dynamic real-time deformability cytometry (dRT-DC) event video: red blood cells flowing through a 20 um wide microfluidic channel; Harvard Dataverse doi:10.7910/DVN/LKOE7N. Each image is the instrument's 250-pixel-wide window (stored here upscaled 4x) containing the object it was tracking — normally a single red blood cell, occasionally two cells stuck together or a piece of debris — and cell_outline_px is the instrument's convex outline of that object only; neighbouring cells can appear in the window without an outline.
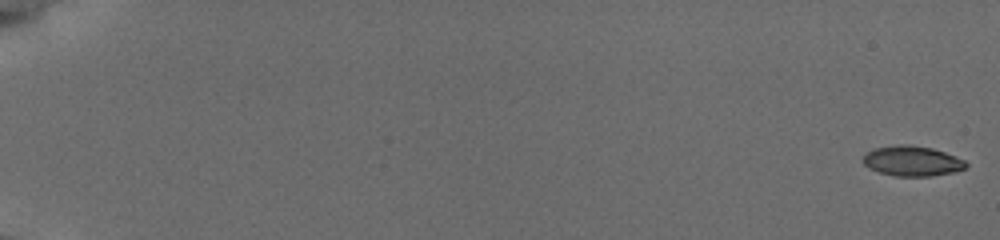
{"species": "common noctule bat (a hibernating species)", "species_latin": "Nyctalus noctula", "temperature_condition": "cold", "stored_images_in_passage": 56, "camera_frame_rate_fps": 3000, "um_per_image_px": 0.085, "animal": {"sex": "female", "body_mass_g": 19.5, "forearm_length_mm": 54.1}, "frame": {"image": 1, "passage_image": 1, "time_ms": 0.0, "image_size_px": [1000, 240], "cell_outline_px": [[968, 168], [956, 172], [932, 176], [896, 176], [880, 172], [868, 168], [860, 160], [868, 152], [876, 148], [900, 144], [908, 144], [932, 148], [956, 156], [964, 160], [968, 164]], "centroid_in_image_um": [77.57, 13.69], "position_along_channel_um": 7.4, "area_um2": 18.21}}
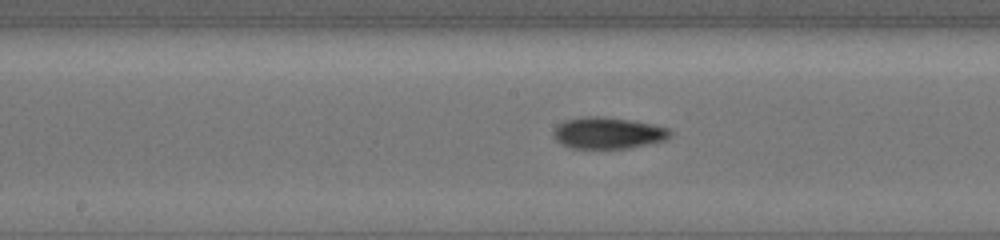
{"frame": {"image": 2, "passage_image": 32, "time_ms": 10.333, "image_size_px": [1000, 240], "cell_outline_px": [[668, 136], [660, 140], [628, 148], [568, 148], [560, 144], [552, 136], [552, 132], [560, 124], [568, 120], [584, 116], [596, 116], [628, 120], [652, 124], [668, 128]], "centroid_in_image_um": [51.57, 11.31], "position_along_channel_um": 196.6, "area_um2": 20.81}}
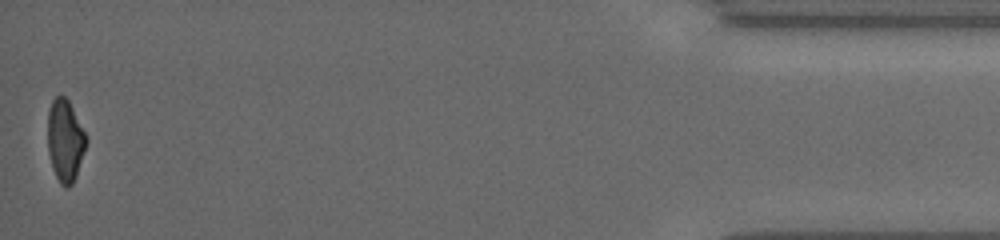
{"frame": {"image": 3, "passage_image": 56, "time_ms": 18.333, "image_size_px": [1000, 240], "cell_outline_px": [[88, 140], [76, 176], [72, 184], [68, 188], [64, 188], [60, 184], [52, 168], [48, 152], [48, 112], [52, 100], [56, 96], [64, 96], [68, 100]], "centroid_in_image_um": [5.52, 11.98], "position_along_channel_um": 429.7, "area_um2": 18.26}, "authors_computed_cell_mechanics": {"area_um2": 19.4497, "velocity_mm_per_s": 3.8504, "shape_relaxation_time_tau1_ms": 9.0024, "shape_relaxation_time_tau2_ms": 8.5651, "deformation_change_tau1": 0.218, "deformation_change_tau2": 0.1387}}